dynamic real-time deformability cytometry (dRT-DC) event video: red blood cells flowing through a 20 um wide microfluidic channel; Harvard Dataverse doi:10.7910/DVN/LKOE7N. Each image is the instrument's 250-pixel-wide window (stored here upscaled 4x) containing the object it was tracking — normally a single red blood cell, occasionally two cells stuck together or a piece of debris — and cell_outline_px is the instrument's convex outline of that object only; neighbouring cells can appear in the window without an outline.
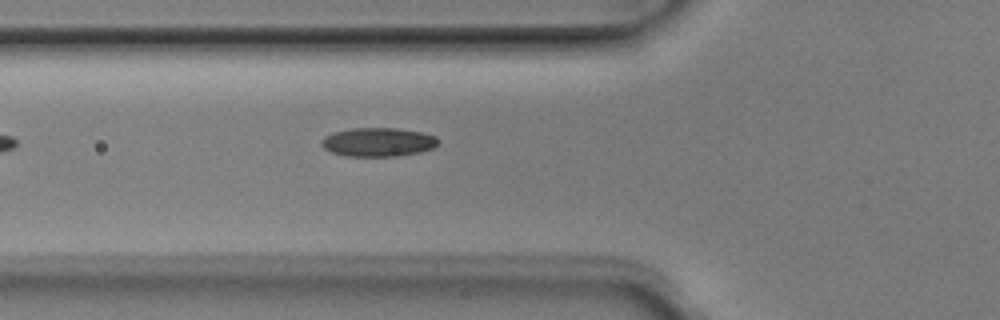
{"species": "Egyptian fruit bat (a non-hibernating species)", "species_latin": "Rousettus aegyptiacus", "temperature_condition": "room temperature", "stored_images_in_passage": 6, "camera_frame_rate_fps": 3000, "um_per_image_px": 0.085, "animal": {"sex": "male"}, "frame": {"image": 1, "passage_image": 6, "time_ms": 1.667, "image_size_px": [1000, 320], "cell_outline_px": [[440, 140], [432, 148], [420, 152], [400, 156], [348, 156], [332, 152], [324, 148], [320, 144], [320, 140], [324, 136], [332, 132], [352, 128], [396, 128], [420, 132], [436, 136]], "centroid_in_image_um": [32.11, 12.07], "position_along_channel_um": 93.7, "area_um2": 19.65}}